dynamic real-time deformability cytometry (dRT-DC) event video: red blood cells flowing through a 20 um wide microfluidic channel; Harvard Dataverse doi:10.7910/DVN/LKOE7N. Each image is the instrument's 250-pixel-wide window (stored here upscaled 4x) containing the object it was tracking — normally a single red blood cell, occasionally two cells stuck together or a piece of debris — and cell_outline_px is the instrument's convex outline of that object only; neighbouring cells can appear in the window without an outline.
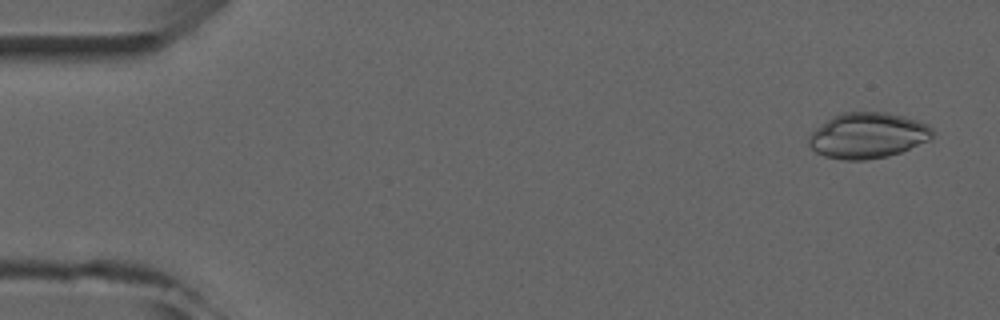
{"species": "common noctule bat (a hibernating species)", "species_latin": "Nyctalus noctula", "temperature_condition": "room temperature", "stored_images_in_passage": 6, "camera_frame_rate_fps": 3000, "um_per_image_px": 0.085, "animal": {"sex": "male", "forearm_length_mm": 52.5}, "frame": {"image": 1, "passage_image": 1, "time_ms": 0.0, "image_size_px": [1000, 320], "cell_outline_px": [[932, 140], [900, 152], [888, 156], [864, 160], [844, 160], [824, 156], [816, 152], [808, 144], [808, 136], [816, 128], [832, 116], [844, 112], [888, 112], [904, 116], [928, 124], [932, 128]], "centroid_in_image_um": [73.76, 11.51], "position_along_channel_um": 11.2, "area_um2": 33.06}}